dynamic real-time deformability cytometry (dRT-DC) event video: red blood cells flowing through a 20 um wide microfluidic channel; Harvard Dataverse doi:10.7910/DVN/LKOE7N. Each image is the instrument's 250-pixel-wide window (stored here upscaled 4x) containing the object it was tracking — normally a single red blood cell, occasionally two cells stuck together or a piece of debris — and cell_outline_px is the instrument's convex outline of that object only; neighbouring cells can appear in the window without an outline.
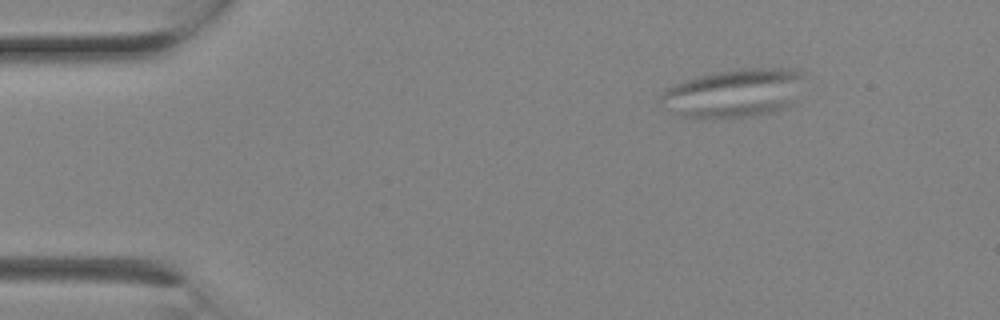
{"species": "Egyptian fruit bat (a non-hibernating species)", "species_latin": "Rousettus aegyptiacus", "temperature_condition": "room temperature", "stored_images_in_passage": 2, "camera_frame_rate_fps": 3000, "um_per_image_px": 0.085, "animal": {"sex": "female"}, "frame": {"image": 1, "passage_image": 2, "time_ms": 0.333, "image_size_px": [1000, 320], "cell_outline_px": [[804, 76], [792, 104], [788, 108], [776, 112], [756, 116], [712, 120], [680, 116], [656, 100], [660, 92], [664, 88], [672, 84], [696, 76], [712, 72], [744, 68], [792, 68], [804, 72]], "centroid_in_image_um": [62.33, 7.93], "position_along_channel_um": 22.7, "area_um2": 41.79}}